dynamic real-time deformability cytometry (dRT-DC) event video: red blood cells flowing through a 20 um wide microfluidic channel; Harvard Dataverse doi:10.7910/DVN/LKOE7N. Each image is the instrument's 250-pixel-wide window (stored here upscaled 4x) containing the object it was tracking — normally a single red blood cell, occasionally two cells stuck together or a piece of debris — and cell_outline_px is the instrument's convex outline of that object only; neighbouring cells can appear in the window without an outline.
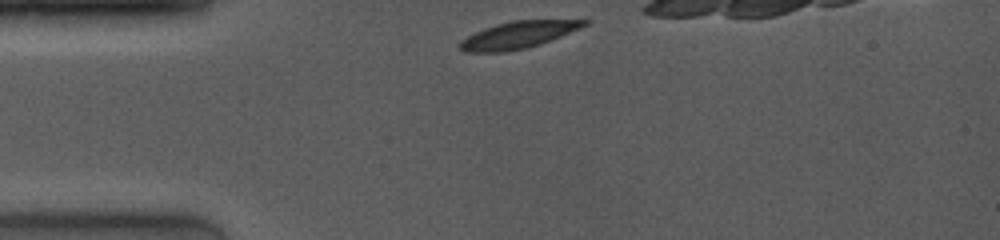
{"species": "common noctule bat (a hibernating species)", "species_latin": "Nyctalus noctula", "temperature_condition": "room temperature", "stored_images_in_passage": 56, "camera_frame_rate_fps": 4000, "um_per_image_px": 0.085, "animal": {"sex": "female", "body_mass_g": 19.0, "forearm_length_mm": 53.3}, "frame": {"image": 1, "passage_image": 1, "time_ms": 0.0, "image_size_px": [1000, 240], "cell_outline_px": [[592, 20], [588, 24], [580, 28], [540, 44], [528, 48], [504, 52], [464, 52], [456, 44], [460, 40], [484, 28], [496, 24], [512, 20]], "centroid_in_image_um": [44.01, 2.97], "position_along_channel_um": 41.0, "area_um2": 19.54}}
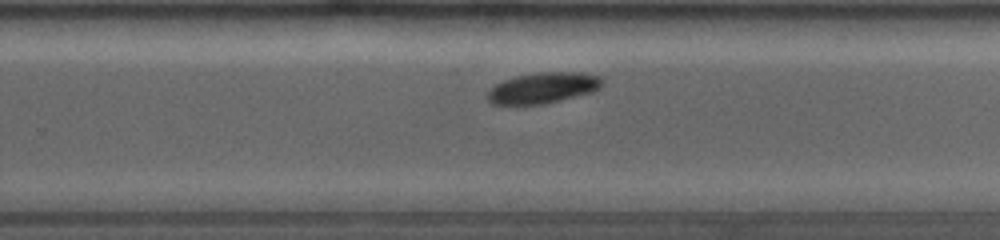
{"frame": {"image": 2, "passage_image": 39, "time_ms": 6.75, "image_size_px": [1000, 240], "cell_outline_px": [[604, 84], [600, 88], [592, 92], [544, 104], [492, 104], [488, 100], [488, 92], [496, 84], [504, 80], [516, 76], [540, 72], [580, 72], [600, 76], [604, 80]], "centroid_in_image_um": [46.21, 7.46], "position_along_channel_um": 283.6, "area_um2": 20.52}}
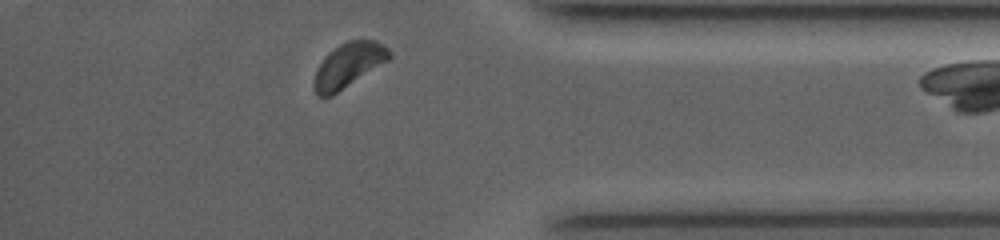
{"frame": {"image": 3, "passage_image": 55, "time_ms": 10.0, "image_size_px": [1000, 240], "cell_outline_px": [[392, 56], [388, 60], [332, 96], [316, 96], [312, 84], [316, 72], [324, 56], [328, 52], [340, 44], [348, 40], [376, 40], [384, 44], [392, 52]], "centroid_in_image_um": [29.62, 5.53], "position_along_channel_um": 405.6, "area_um2": 19.54}}